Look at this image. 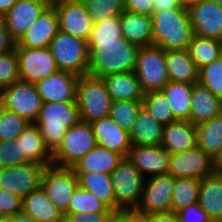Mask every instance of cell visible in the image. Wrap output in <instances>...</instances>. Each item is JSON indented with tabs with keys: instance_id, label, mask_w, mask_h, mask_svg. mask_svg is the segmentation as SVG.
I'll list each match as a JSON object with an SVG mask.
<instances>
[{
	"instance_id": "obj_1",
	"label": "cell",
	"mask_w": 222,
	"mask_h": 222,
	"mask_svg": "<svg viewBox=\"0 0 222 222\" xmlns=\"http://www.w3.org/2000/svg\"><path fill=\"white\" fill-rule=\"evenodd\" d=\"M89 66L87 74L104 77L110 74L133 72L139 46L123 36L116 41H87Z\"/></svg>"
},
{
	"instance_id": "obj_2",
	"label": "cell",
	"mask_w": 222,
	"mask_h": 222,
	"mask_svg": "<svg viewBox=\"0 0 222 222\" xmlns=\"http://www.w3.org/2000/svg\"><path fill=\"white\" fill-rule=\"evenodd\" d=\"M153 45L165 51L188 49L194 35L187 8L163 10L152 14Z\"/></svg>"
},
{
	"instance_id": "obj_3",
	"label": "cell",
	"mask_w": 222,
	"mask_h": 222,
	"mask_svg": "<svg viewBox=\"0 0 222 222\" xmlns=\"http://www.w3.org/2000/svg\"><path fill=\"white\" fill-rule=\"evenodd\" d=\"M81 121L77 102H47L43 103L35 124L46 147L53 154L60 146L67 129Z\"/></svg>"
},
{
	"instance_id": "obj_4",
	"label": "cell",
	"mask_w": 222,
	"mask_h": 222,
	"mask_svg": "<svg viewBox=\"0 0 222 222\" xmlns=\"http://www.w3.org/2000/svg\"><path fill=\"white\" fill-rule=\"evenodd\" d=\"M76 102L81 120L91 123L109 116L113 100L101 77L85 74L77 83Z\"/></svg>"
},
{
	"instance_id": "obj_5",
	"label": "cell",
	"mask_w": 222,
	"mask_h": 222,
	"mask_svg": "<svg viewBox=\"0 0 222 222\" xmlns=\"http://www.w3.org/2000/svg\"><path fill=\"white\" fill-rule=\"evenodd\" d=\"M48 48L55 59L58 70L78 76L87 74L89 48L86 40L59 30Z\"/></svg>"
},
{
	"instance_id": "obj_6",
	"label": "cell",
	"mask_w": 222,
	"mask_h": 222,
	"mask_svg": "<svg viewBox=\"0 0 222 222\" xmlns=\"http://www.w3.org/2000/svg\"><path fill=\"white\" fill-rule=\"evenodd\" d=\"M96 146L97 142L91 124L81 121L67 129L60 146L52 154V165L73 168Z\"/></svg>"
},
{
	"instance_id": "obj_7",
	"label": "cell",
	"mask_w": 222,
	"mask_h": 222,
	"mask_svg": "<svg viewBox=\"0 0 222 222\" xmlns=\"http://www.w3.org/2000/svg\"><path fill=\"white\" fill-rule=\"evenodd\" d=\"M116 200V213L135 210L138 206L145 178L133 163L124 157L110 174Z\"/></svg>"
},
{
	"instance_id": "obj_8",
	"label": "cell",
	"mask_w": 222,
	"mask_h": 222,
	"mask_svg": "<svg viewBox=\"0 0 222 222\" xmlns=\"http://www.w3.org/2000/svg\"><path fill=\"white\" fill-rule=\"evenodd\" d=\"M134 73L144 93L161 91L169 82L166 70V51L159 46L140 47Z\"/></svg>"
},
{
	"instance_id": "obj_9",
	"label": "cell",
	"mask_w": 222,
	"mask_h": 222,
	"mask_svg": "<svg viewBox=\"0 0 222 222\" xmlns=\"http://www.w3.org/2000/svg\"><path fill=\"white\" fill-rule=\"evenodd\" d=\"M0 105L35 123L43 105L35 84L18 80L1 89Z\"/></svg>"
},
{
	"instance_id": "obj_10",
	"label": "cell",
	"mask_w": 222,
	"mask_h": 222,
	"mask_svg": "<svg viewBox=\"0 0 222 222\" xmlns=\"http://www.w3.org/2000/svg\"><path fill=\"white\" fill-rule=\"evenodd\" d=\"M41 186L48 199L65 215L68 213L70 199L78 187V179L72 168L46 166Z\"/></svg>"
},
{
	"instance_id": "obj_11",
	"label": "cell",
	"mask_w": 222,
	"mask_h": 222,
	"mask_svg": "<svg viewBox=\"0 0 222 222\" xmlns=\"http://www.w3.org/2000/svg\"><path fill=\"white\" fill-rule=\"evenodd\" d=\"M174 183L175 178L170 174L146 178L135 211L145 215L171 212Z\"/></svg>"
},
{
	"instance_id": "obj_12",
	"label": "cell",
	"mask_w": 222,
	"mask_h": 222,
	"mask_svg": "<svg viewBox=\"0 0 222 222\" xmlns=\"http://www.w3.org/2000/svg\"><path fill=\"white\" fill-rule=\"evenodd\" d=\"M20 80L35 84L58 71L49 48H27L15 44Z\"/></svg>"
},
{
	"instance_id": "obj_13",
	"label": "cell",
	"mask_w": 222,
	"mask_h": 222,
	"mask_svg": "<svg viewBox=\"0 0 222 222\" xmlns=\"http://www.w3.org/2000/svg\"><path fill=\"white\" fill-rule=\"evenodd\" d=\"M215 173L214 159L198 145L185 152L170 155L168 174L176 178L204 179Z\"/></svg>"
},
{
	"instance_id": "obj_14",
	"label": "cell",
	"mask_w": 222,
	"mask_h": 222,
	"mask_svg": "<svg viewBox=\"0 0 222 222\" xmlns=\"http://www.w3.org/2000/svg\"><path fill=\"white\" fill-rule=\"evenodd\" d=\"M57 12L59 30L88 41L93 21L82 0H59L51 3Z\"/></svg>"
},
{
	"instance_id": "obj_15",
	"label": "cell",
	"mask_w": 222,
	"mask_h": 222,
	"mask_svg": "<svg viewBox=\"0 0 222 222\" xmlns=\"http://www.w3.org/2000/svg\"><path fill=\"white\" fill-rule=\"evenodd\" d=\"M45 167L36 162H28L3 168L0 172V188L23 199L30 192L41 186Z\"/></svg>"
},
{
	"instance_id": "obj_16",
	"label": "cell",
	"mask_w": 222,
	"mask_h": 222,
	"mask_svg": "<svg viewBox=\"0 0 222 222\" xmlns=\"http://www.w3.org/2000/svg\"><path fill=\"white\" fill-rule=\"evenodd\" d=\"M187 13L195 35L222 41V4L200 0Z\"/></svg>"
},
{
	"instance_id": "obj_17",
	"label": "cell",
	"mask_w": 222,
	"mask_h": 222,
	"mask_svg": "<svg viewBox=\"0 0 222 222\" xmlns=\"http://www.w3.org/2000/svg\"><path fill=\"white\" fill-rule=\"evenodd\" d=\"M78 75L58 70L35 83L43 103L47 102H76Z\"/></svg>"
},
{
	"instance_id": "obj_18",
	"label": "cell",
	"mask_w": 222,
	"mask_h": 222,
	"mask_svg": "<svg viewBox=\"0 0 222 222\" xmlns=\"http://www.w3.org/2000/svg\"><path fill=\"white\" fill-rule=\"evenodd\" d=\"M49 4V0H17L3 16L10 37L17 43Z\"/></svg>"
},
{
	"instance_id": "obj_19",
	"label": "cell",
	"mask_w": 222,
	"mask_h": 222,
	"mask_svg": "<svg viewBox=\"0 0 222 222\" xmlns=\"http://www.w3.org/2000/svg\"><path fill=\"white\" fill-rule=\"evenodd\" d=\"M58 31V15L55 7L50 3L17 44L27 48H48Z\"/></svg>"
},
{
	"instance_id": "obj_20",
	"label": "cell",
	"mask_w": 222,
	"mask_h": 222,
	"mask_svg": "<svg viewBox=\"0 0 222 222\" xmlns=\"http://www.w3.org/2000/svg\"><path fill=\"white\" fill-rule=\"evenodd\" d=\"M170 155L161 145L132 146L127 158L146 179L168 174Z\"/></svg>"
},
{
	"instance_id": "obj_21",
	"label": "cell",
	"mask_w": 222,
	"mask_h": 222,
	"mask_svg": "<svg viewBox=\"0 0 222 222\" xmlns=\"http://www.w3.org/2000/svg\"><path fill=\"white\" fill-rule=\"evenodd\" d=\"M90 124L98 146L128 157L132 147L129 132L121 129L109 116L95 120Z\"/></svg>"
},
{
	"instance_id": "obj_22",
	"label": "cell",
	"mask_w": 222,
	"mask_h": 222,
	"mask_svg": "<svg viewBox=\"0 0 222 222\" xmlns=\"http://www.w3.org/2000/svg\"><path fill=\"white\" fill-rule=\"evenodd\" d=\"M197 144V128L190 121L177 120L164 126L161 146L169 154L185 152Z\"/></svg>"
},
{
	"instance_id": "obj_23",
	"label": "cell",
	"mask_w": 222,
	"mask_h": 222,
	"mask_svg": "<svg viewBox=\"0 0 222 222\" xmlns=\"http://www.w3.org/2000/svg\"><path fill=\"white\" fill-rule=\"evenodd\" d=\"M222 114V99L199 83L193 85L189 121L198 126Z\"/></svg>"
},
{
	"instance_id": "obj_24",
	"label": "cell",
	"mask_w": 222,
	"mask_h": 222,
	"mask_svg": "<svg viewBox=\"0 0 222 222\" xmlns=\"http://www.w3.org/2000/svg\"><path fill=\"white\" fill-rule=\"evenodd\" d=\"M101 78L113 101H143L145 93L134 71L110 74Z\"/></svg>"
},
{
	"instance_id": "obj_25",
	"label": "cell",
	"mask_w": 222,
	"mask_h": 222,
	"mask_svg": "<svg viewBox=\"0 0 222 222\" xmlns=\"http://www.w3.org/2000/svg\"><path fill=\"white\" fill-rule=\"evenodd\" d=\"M22 213L37 222H64V214L47 197L45 190L39 188L30 192L22 200Z\"/></svg>"
},
{
	"instance_id": "obj_26",
	"label": "cell",
	"mask_w": 222,
	"mask_h": 222,
	"mask_svg": "<svg viewBox=\"0 0 222 222\" xmlns=\"http://www.w3.org/2000/svg\"><path fill=\"white\" fill-rule=\"evenodd\" d=\"M122 36L139 46L153 45L152 18L148 15L123 11L120 15Z\"/></svg>"
},
{
	"instance_id": "obj_27",
	"label": "cell",
	"mask_w": 222,
	"mask_h": 222,
	"mask_svg": "<svg viewBox=\"0 0 222 222\" xmlns=\"http://www.w3.org/2000/svg\"><path fill=\"white\" fill-rule=\"evenodd\" d=\"M164 126L142 106L129 132L132 146H158L162 143Z\"/></svg>"
},
{
	"instance_id": "obj_28",
	"label": "cell",
	"mask_w": 222,
	"mask_h": 222,
	"mask_svg": "<svg viewBox=\"0 0 222 222\" xmlns=\"http://www.w3.org/2000/svg\"><path fill=\"white\" fill-rule=\"evenodd\" d=\"M166 70L169 81L198 83V68L187 49L166 51Z\"/></svg>"
},
{
	"instance_id": "obj_29",
	"label": "cell",
	"mask_w": 222,
	"mask_h": 222,
	"mask_svg": "<svg viewBox=\"0 0 222 222\" xmlns=\"http://www.w3.org/2000/svg\"><path fill=\"white\" fill-rule=\"evenodd\" d=\"M123 158L118 152L97 145L72 169L75 173L99 172L110 175Z\"/></svg>"
},
{
	"instance_id": "obj_30",
	"label": "cell",
	"mask_w": 222,
	"mask_h": 222,
	"mask_svg": "<svg viewBox=\"0 0 222 222\" xmlns=\"http://www.w3.org/2000/svg\"><path fill=\"white\" fill-rule=\"evenodd\" d=\"M198 203L212 221L222 220V174L214 173L201 180Z\"/></svg>"
},
{
	"instance_id": "obj_31",
	"label": "cell",
	"mask_w": 222,
	"mask_h": 222,
	"mask_svg": "<svg viewBox=\"0 0 222 222\" xmlns=\"http://www.w3.org/2000/svg\"><path fill=\"white\" fill-rule=\"evenodd\" d=\"M17 139L21 142L22 155H25L31 162L44 166L52 165V153L46 147L35 123H30Z\"/></svg>"
},
{
	"instance_id": "obj_32",
	"label": "cell",
	"mask_w": 222,
	"mask_h": 222,
	"mask_svg": "<svg viewBox=\"0 0 222 222\" xmlns=\"http://www.w3.org/2000/svg\"><path fill=\"white\" fill-rule=\"evenodd\" d=\"M193 85L191 83L169 81L161 90L170 104L174 118L178 121H189Z\"/></svg>"
},
{
	"instance_id": "obj_33",
	"label": "cell",
	"mask_w": 222,
	"mask_h": 222,
	"mask_svg": "<svg viewBox=\"0 0 222 222\" xmlns=\"http://www.w3.org/2000/svg\"><path fill=\"white\" fill-rule=\"evenodd\" d=\"M75 174L79 187L92 192L110 209L116 212V200L110 175L99 172Z\"/></svg>"
},
{
	"instance_id": "obj_34",
	"label": "cell",
	"mask_w": 222,
	"mask_h": 222,
	"mask_svg": "<svg viewBox=\"0 0 222 222\" xmlns=\"http://www.w3.org/2000/svg\"><path fill=\"white\" fill-rule=\"evenodd\" d=\"M196 128L197 145L214 159L222 149V114L196 126Z\"/></svg>"
},
{
	"instance_id": "obj_35",
	"label": "cell",
	"mask_w": 222,
	"mask_h": 222,
	"mask_svg": "<svg viewBox=\"0 0 222 222\" xmlns=\"http://www.w3.org/2000/svg\"><path fill=\"white\" fill-rule=\"evenodd\" d=\"M187 50L199 69L222 56V41L194 34Z\"/></svg>"
},
{
	"instance_id": "obj_36",
	"label": "cell",
	"mask_w": 222,
	"mask_h": 222,
	"mask_svg": "<svg viewBox=\"0 0 222 222\" xmlns=\"http://www.w3.org/2000/svg\"><path fill=\"white\" fill-rule=\"evenodd\" d=\"M201 180L194 178H176L173 186L171 212H178L198 202Z\"/></svg>"
},
{
	"instance_id": "obj_37",
	"label": "cell",
	"mask_w": 222,
	"mask_h": 222,
	"mask_svg": "<svg viewBox=\"0 0 222 222\" xmlns=\"http://www.w3.org/2000/svg\"><path fill=\"white\" fill-rule=\"evenodd\" d=\"M143 107L163 126L177 121L174 118L170 104L162 91H152L144 94Z\"/></svg>"
},
{
	"instance_id": "obj_38",
	"label": "cell",
	"mask_w": 222,
	"mask_h": 222,
	"mask_svg": "<svg viewBox=\"0 0 222 222\" xmlns=\"http://www.w3.org/2000/svg\"><path fill=\"white\" fill-rule=\"evenodd\" d=\"M68 212L76 213H97V212H115L105 203L97 198L92 192L81 187H77L70 199Z\"/></svg>"
},
{
	"instance_id": "obj_39",
	"label": "cell",
	"mask_w": 222,
	"mask_h": 222,
	"mask_svg": "<svg viewBox=\"0 0 222 222\" xmlns=\"http://www.w3.org/2000/svg\"><path fill=\"white\" fill-rule=\"evenodd\" d=\"M143 102L113 101L109 117L123 130L130 132L139 114Z\"/></svg>"
},
{
	"instance_id": "obj_40",
	"label": "cell",
	"mask_w": 222,
	"mask_h": 222,
	"mask_svg": "<svg viewBox=\"0 0 222 222\" xmlns=\"http://www.w3.org/2000/svg\"><path fill=\"white\" fill-rule=\"evenodd\" d=\"M93 23L104 21L109 17L120 16L125 10L124 0H82Z\"/></svg>"
},
{
	"instance_id": "obj_41",
	"label": "cell",
	"mask_w": 222,
	"mask_h": 222,
	"mask_svg": "<svg viewBox=\"0 0 222 222\" xmlns=\"http://www.w3.org/2000/svg\"><path fill=\"white\" fill-rule=\"evenodd\" d=\"M198 83L222 99V56L198 70Z\"/></svg>"
},
{
	"instance_id": "obj_42",
	"label": "cell",
	"mask_w": 222,
	"mask_h": 222,
	"mask_svg": "<svg viewBox=\"0 0 222 222\" xmlns=\"http://www.w3.org/2000/svg\"><path fill=\"white\" fill-rule=\"evenodd\" d=\"M30 123L18 114L0 105V140H10L18 138L22 131Z\"/></svg>"
},
{
	"instance_id": "obj_43",
	"label": "cell",
	"mask_w": 222,
	"mask_h": 222,
	"mask_svg": "<svg viewBox=\"0 0 222 222\" xmlns=\"http://www.w3.org/2000/svg\"><path fill=\"white\" fill-rule=\"evenodd\" d=\"M122 37L120 16L93 23L88 41H116Z\"/></svg>"
},
{
	"instance_id": "obj_44",
	"label": "cell",
	"mask_w": 222,
	"mask_h": 222,
	"mask_svg": "<svg viewBox=\"0 0 222 222\" xmlns=\"http://www.w3.org/2000/svg\"><path fill=\"white\" fill-rule=\"evenodd\" d=\"M31 162L25 155H22L21 142L16 138L13 141L0 140V168H8Z\"/></svg>"
},
{
	"instance_id": "obj_45",
	"label": "cell",
	"mask_w": 222,
	"mask_h": 222,
	"mask_svg": "<svg viewBox=\"0 0 222 222\" xmlns=\"http://www.w3.org/2000/svg\"><path fill=\"white\" fill-rule=\"evenodd\" d=\"M20 80L19 61L15 48L0 54V90Z\"/></svg>"
},
{
	"instance_id": "obj_46",
	"label": "cell",
	"mask_w": 222,
	"mask_h": 222,
	"mask_svg": "<svg viewBox=\"0 0 222 222\" xmlns=\"http://www.w3.org/2000/svg\"><path fill=\"white\" fill-rule=\"evenodd\" d=\"M22 198L0 188V209L5 216H15L22 212Z\"/></svg>"
},
{
	"instance_id": "obj_47",
	"label": "cell",
	"mask_w": 222,
	"mask_h": 222,
	"mask_svg": "<svg viewBox=\"0 0 222 222\" xmlns=\"http://www.w3.org/2000/svg\"><path fill=\"white\" fill-rule=\"evenodd\" d=\"M179 222H213L198 202L176 212Z\"/></svg>"
},
{
	"instance_id": "obj_48",
	"label": "cell",
	"mask_w": 222,
	"mask_h": 222,
	"mask_svg": "<svg viewBox=\"0 0 222 222\" xmlns=\"http://www.w3.org/2000/svg\"><path fill=\"white\" fill-rule=\"evenodd\" d=\"M116 212L76 213L68 212L64 216V222H109Z\"/></svg>"
},
{
	"instance_id": "obj_49",
	"label": "cell",
	"mask_w": 222,
	"mask_h": 222,
	"mask_svg": "<svg viewBox=\"0 0 222 222\" xmlns=\"http://www.w3.org/2000/svg\"><path fill=\"white\" fill-rule=\"evenodd\" d=\"M125 11L152 16L153 14V0H124Z\"/></svg>"
},
{
	"instance_id": "obj_50",
	"label": "cell",
	"mask_w": 222,
	"mask_h": 222,
	"mask_svg": "<svg viewBox=\"0 0 222 222\" xmlns=\"http://www.w3.org/2000/svg\"><path fill=\"white\" fill-rule=\"evenodd\" d=\"M16 42L10 37L6 29L3 16H0V54L7 53L15 48Z\"/></svg>"
},
{
	"instance_id": "obj_51",
	"label": "cell",
	"mask_w": 222,
	"mask_h": 222,
	"mask_svg": "<svg viewBox=\"0 0 222 222\" xmlns=\"http://www.w3.org/2000/svg\"><path fill=\"white\" fill-rule=\"evenodd\" d=\"M148 222H179L175 212L154 213L148 215Z\"/></svg>"
},
{
	"instance_id": "obj_52",
	"label": "cell",
	"mask_w": 222,
	"mask_h": 222,
	"mask_svg": "<svg viewBox=\"0 0 222 222\" xmlns=\"http://www.w3.org/2000/svg\"><path fill=\"white\" fill-rule=\"evenodd\" d=\"M153 14L163 10L177 9L180 6L178 0H153Z\"/></svg>"
},
{
	"instance_id": "obj_53",
	"label": "cell",
	"mask_w": 222,
	"mask_h": 222,
	"mask_svg": "<svg viewBox=\"0 0 222 222\" xmlns=\"http://www.w3.org/2000/svg\"><path fill=\"white\" fill-rule=\"evenodd\" d=\"M124 222H148V215L135 210H124Z\"/></svg>"
},
{
	"instance_id": "obj_54",
	"label": "cell",
	"mask_w": 222,
	"mask_h": 222,
	"mask_svg": "<svg viewBox=\"0 0 222 222\" xmlns=\"http://www.w3.org/2000/svg\"><path fill=\"white\" fill-rule=\"evenodd\" d=\"M16 2L17 0H0V16H4Z\"/></svg>"
},
{
	"instance_id": "obj_55",
	"label": "cell",
	"mask_w": 222,
	"mask_h": 222,
	"mask_svg": "<svg viewBox=\"0 0 222 222\" xmlns=\"http://www.w3.org/2000/svg\"><path fill=\"white\" fill-rule=\"evenodd\" d=\"M214 169L215 173L222 174V149L214 158Z\"/></svg>"
},
{
	"instance_id": "obj_56",
	"label": "cell",
	"mask_w": 222,
	"mask_h": 222,
	"mask_svg": "<svg viewBox=\"0 0 222 222\" xmlns=\"http://www.w3.org/2000/svg\"><path fill=\"white\" fill-rule=\"evenodd\" d=\"M109 222H124V210L115 213Z\"/></svg>"
},
{
	"instance_id": "obj_57",
	"label": "cell",
	"mask_w": 222,
	"mask_h": 222,
	"mask_svg": "<svg viewBox=\"0 0 222 222\" xmlns=\"http://www.w3.org/2000/svg\"><path fill=\"white\" fill-rule=\"evenodd\" d=\"M18 222H37V221L21 212L18 213Z\"/></svg>"
},
{
	"instance_id": "obj_58",
	"label": "cell",
	"mask_w": 222,
	"mask_h": 222,
	"mask_svg": "<svg viewBox=\"0 0 222 222\" xmlns=\"http://www.w3.org/2000/svg\"><path fill=\"white\" fill-rule=\"evenodd\" d=\"M200 0H178L181 7L188 8L189 6L196 4Z\"/></svg>"
},
{
	"instance_id": "obj_59",
	"label": "cell",
	"mask_w": 222,
	"mask_h": 222,
	"mask_svg": "<svg viewBox=\"0 0 222 222\" xmlns=\"http://www.w3.org/2000/svg\"><path fill=\"white\" fill-rule=\"evenodd\" d=\"M0 222H18V214L15 216H5Z\"/></svg>"
},
{
	"instance_id": "obj_60",
	"label": "cell",
	"mask_w": 222,
	"mask_h": 222,
	"mask_svg": "<svg viewBox=\"0 0 222 222\" xmlns=\"http://www.w3.org/2000/svg\"><path fill=\"white\" fill-rule=\"evenodd\" d=\"M207 1H210V2H215V3H220V4H222V0H207Z\"/></svg>"
},
{
	"instance_id": "obj_61",
	"label": "cell",
	"mask_w": 222,
	"mask_h": 222,
	"mask_svg": "<svg viewBox=\"0 0 222 222\" xmlns=\"http://www.w3.org/2000/svg\"><path fill=\"white\" fill-rule=\"evenodd\" d=\"M5 217V215L2 213L1 209H0V220L3 219Z\"/></svg>"
},
{
	"instance_id": "obj_62",
	"label": "cell",
	"mask_w": 222,
	"mask_h": 222,
	"mask_svg": "<svg viewBox=\"0 0 222 222\" xmlns=\"http://www.w3.org/2000/svg\"><path fill=\"white\" fill-rule=\"evenodd\" d=\"M50 3H53V2H56V1H59V0H49Z\"/></svg>"
}]
</instances>
